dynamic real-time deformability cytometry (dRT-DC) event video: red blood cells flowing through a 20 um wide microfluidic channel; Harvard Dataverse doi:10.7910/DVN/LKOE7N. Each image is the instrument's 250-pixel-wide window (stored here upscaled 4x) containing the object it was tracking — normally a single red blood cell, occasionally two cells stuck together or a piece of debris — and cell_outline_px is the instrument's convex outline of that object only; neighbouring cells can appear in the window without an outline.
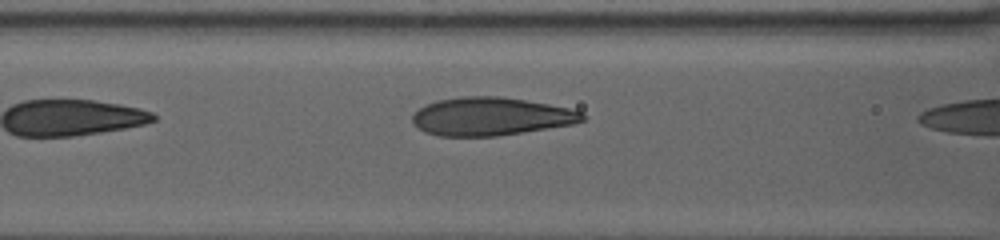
{"species": "human", "species_latin": "Homo sapiens", "temperature_condition": "warm", "stored_images_in_passage": 5, "camera_frame_rate_fps": 3000, "um_per_image_px": 0.085, "donor": {"sex": "female"}, "frame": {"image": 1, "passage_image": 3, "time_ms": 0.667, "image_size_px": [1000, 240], "cell_outline_px": [[588, 116], [584, 120], [572, 124], [496, 136], [440, 136], [424, 132], [412, 124], [412, 116], [420, 108], [436, 100], [460, 96], [500, 96], [548, 104], [568, 108], [580, 112]], "centroid_in_image_um": [41.68, 9.89], "position_along_channel_um": 124.9, "area_um2": 37.63}}